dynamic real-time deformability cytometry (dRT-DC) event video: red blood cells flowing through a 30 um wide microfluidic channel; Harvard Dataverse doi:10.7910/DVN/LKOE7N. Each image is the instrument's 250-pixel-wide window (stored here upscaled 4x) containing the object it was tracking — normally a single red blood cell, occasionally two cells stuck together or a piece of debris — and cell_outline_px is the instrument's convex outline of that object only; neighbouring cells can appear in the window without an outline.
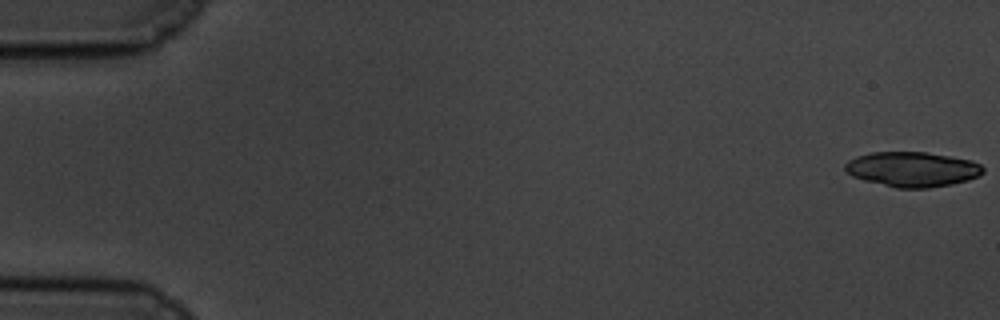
{"species": "common noctule bat (a hibernating species)", "species_latin": "Nyctalus noctula", "temperature_condition": "cold", "stored_images_in_passage": 24, "camera_frame_rate_fps": 3000, "um_per_image_px": 0.085, "animal": {"sex": "male", "body_mass_g": 19.5, "forearm_length_mm": 54.6}, "frame": {"image": 1, "passage_image": 1, "time_ms": 0.0, "image_size_px": [1000, 320], "cell_outline_px": [[984, 172], [980, 176], [968, 180], [952, 184], [928, 188], [896, 188], [864, 180], [852, 176], [844, 168], [844, 164], [848, 160], [856, 156], [872, 152], [928, 152], [952, 156], [972, 160], [980, 164], [984, 168]], "centroid_in_image_um": [77.57, 14.38], "position_along_channel_um": 7.4, "area_um2": 28.32}}